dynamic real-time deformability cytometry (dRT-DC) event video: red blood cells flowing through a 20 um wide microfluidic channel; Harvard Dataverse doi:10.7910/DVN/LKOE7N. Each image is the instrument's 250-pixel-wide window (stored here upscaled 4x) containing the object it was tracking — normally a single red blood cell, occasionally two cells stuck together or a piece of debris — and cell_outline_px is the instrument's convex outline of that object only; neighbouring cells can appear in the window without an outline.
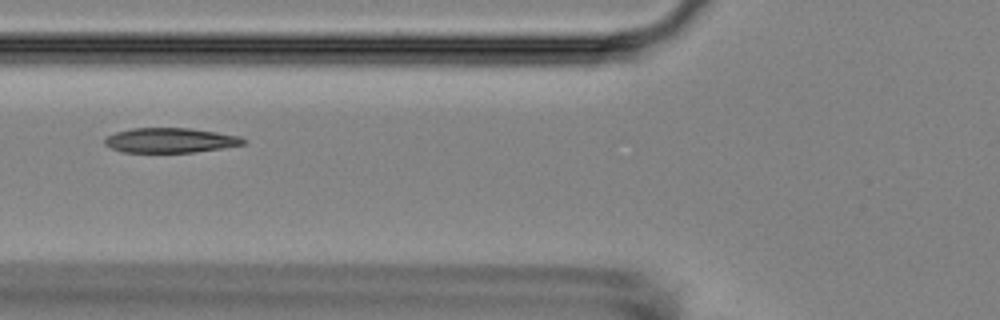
{"species": "Egyptian fruit bat (a non-hibernating species)", "species_latin": "Rousettus aegyptiacus", "temperature_condition": "room temperature", "stored_images_in_passage": 4, "camera_frame_rate_fps": 3000, "um_per_image_px": 0.085, "animal": {"sex": "female"}, "frame": {"image": 1, "passage_image": 3, "time_ms": 2.333, "image_size_px": [1000, 320], "cell_outline_px": [[248, 140], [244, 144], [224, 148], [192, 152], [124, 152], [112, 148], [104, 144], [104, 136], [116, 132], [132, 128], [188, 128], [216, 132], [240, 136]], "centroid_in_image_um": [14.47, 11.92], "position_along_channel_um": 111.3, "area_um2": 20.06}}